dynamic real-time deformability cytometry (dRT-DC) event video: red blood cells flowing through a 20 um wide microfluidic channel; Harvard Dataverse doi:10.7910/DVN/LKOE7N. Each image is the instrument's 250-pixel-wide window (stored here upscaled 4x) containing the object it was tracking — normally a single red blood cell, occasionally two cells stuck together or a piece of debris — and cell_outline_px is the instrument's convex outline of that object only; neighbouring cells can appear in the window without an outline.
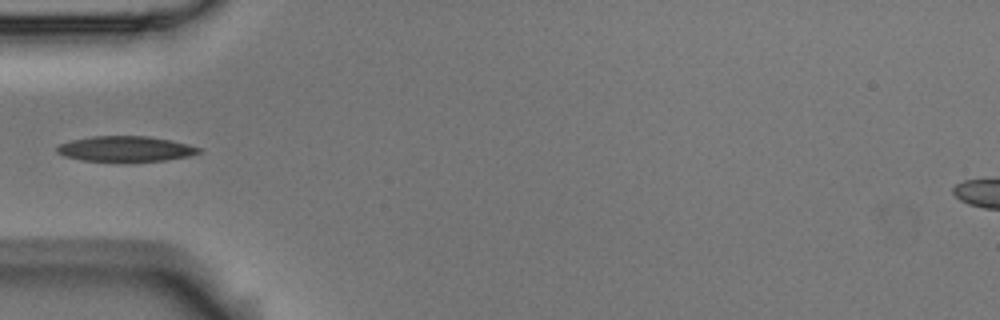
{"species": "Egyptian fruit bat (a non-hibernating species)", "species_latin": "Rousettus aegyptiacus", "temperature_condition": "room temperature", "stored_images_in_passage": 7, "camera_frame_rate_fps": 3000, "um_per_image_px": 0.085, "animal": {"sex": "male"}, "frame": {"image": 1, "passage_image": 5, "time_ms": 1.333, "image_size_px": [1000, 320], "cell_outline_px": [[204, 152], [188, 156], [164, 160], [80, 160], [64, 156], [56, 152], [56, 148], [60, 144], [72, 140], [92, 136], [148, 136], [168, 140], [200, 148]], "centroid_in_image_um": [10.64, 12.64], "position_along_channel_um": 74.4, "area_um2": 20.4}}
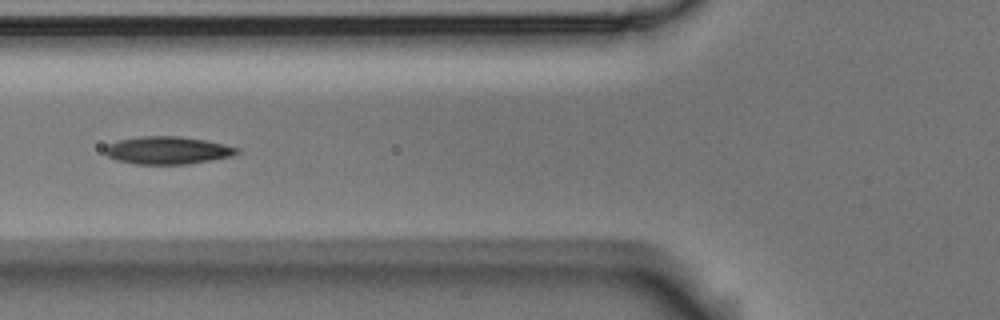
{"frame": {"image": 2, "passage_image": 6, "time_ms": 1.667, "image_size_px": [1000, 320], "cell_outline_px": [[240, 152], [232, 156], [212, 160], [188, 164], [136, 164], [116, 160], [108, 156], [104, 152], [104, 148], [108, 144], [120, 140], [140, 136], [176, 136], [204, 140], [224, 144], [240, 148]], "centroid_in_image_um": [14.25, 12.78], "position_along_channel_um": 111.5, "area_um2": 21.27}}
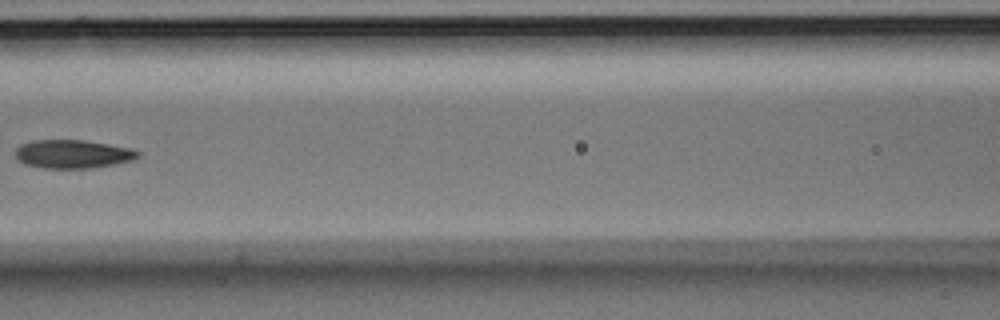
{"frame": {"image": 3, "passage_image": 7, "time_ms": 2.0, "image_size_px": [1000, 320], "cell_outline_px": [[140, 156], [132, 160], [112, 164], [88, 168], [44, 168], [24, 164], [16, 156], [16, 148], [20, 144], [32, 140], [84, 140], [108, 144], [128, 148], [140, 152]], "centroid_in_image_um": [6.15, 13.08], "position_along_channel_um": 160.4, "area_um2": 20.11}}